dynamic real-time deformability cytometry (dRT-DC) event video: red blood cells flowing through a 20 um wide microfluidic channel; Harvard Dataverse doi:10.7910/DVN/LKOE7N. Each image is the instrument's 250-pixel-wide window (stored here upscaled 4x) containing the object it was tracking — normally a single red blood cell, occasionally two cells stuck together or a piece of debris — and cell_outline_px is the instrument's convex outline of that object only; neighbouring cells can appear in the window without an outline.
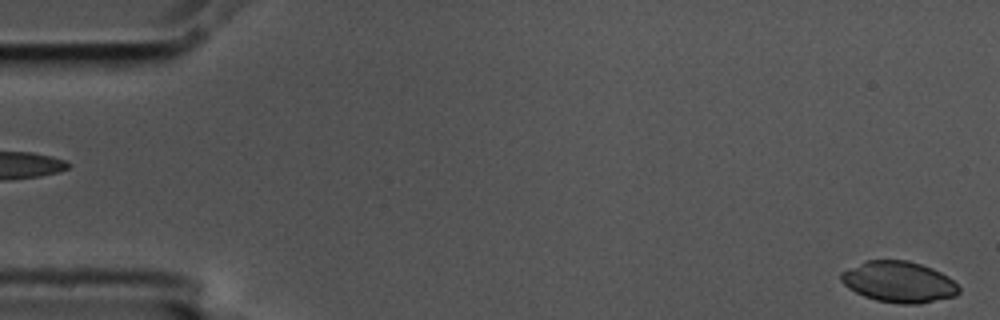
{"species": "common noctule bat (a hibernating species)", "species_latin": "Nyctalus noctula", "temperature_condition": "cold", "stored_images_in_passage": 3, "segment_of_instrument_passage": [2, 2], "camera_frame_rate_fps": 3000, "um_per_image_px": 0.085, "animal": {"sex": "male", "body_mass_g": 17.5, "forearm_length_mm": 52.3}, "frame": {"image": 1, "passage_image": 3, "time_ms": 0.667, "image_size_px": [1000, 320], "cell_outline_px": [[960, 292], [956, 296], [920, 304], [900, 304], [876, 300], [864, 296], [848, 288], [840, 280], [840, 272], [864, 260], [908, 260], [932, 268], [948, 276], [960, 288]], "centroid_in_image_um": [76.39, 23.96], "position_along_channel_um": 8.6, "area_um2": 28.38}}